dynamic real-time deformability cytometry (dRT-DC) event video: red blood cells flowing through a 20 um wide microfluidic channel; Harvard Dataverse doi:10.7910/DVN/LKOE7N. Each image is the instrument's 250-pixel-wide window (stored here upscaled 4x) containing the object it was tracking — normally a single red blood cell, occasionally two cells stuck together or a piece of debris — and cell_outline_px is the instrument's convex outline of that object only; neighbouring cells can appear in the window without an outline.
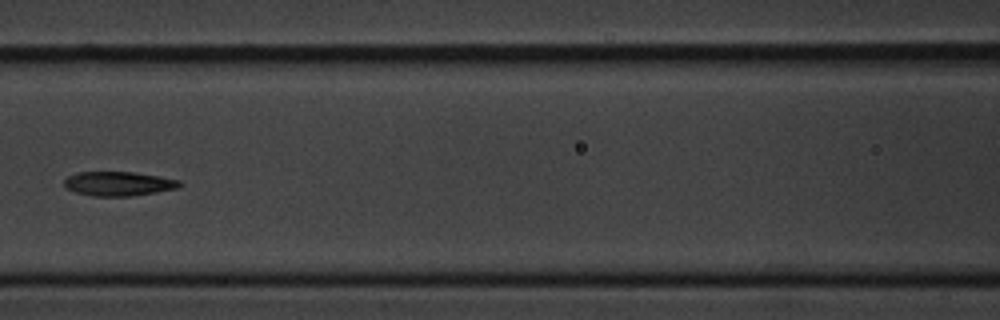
{"species": "common noctule bat (a hibernating species)", "species_latin": "Nyctalus noctula", "temperature_condition": "cold", "stored_images_in_passage": 11, "camera_frame_rate_fps": 3000, "um_per_image_px": 0.085, "animal": {"sex": "male", "body_mass_g": 20.1, "forearm_length_mm": 53.5}, "frame": {"image": 1, "passage_image": 7, "time_ms": 8.0, "image_size_px": [1000, 320], "cell_outline_px": [[180, 184], [176, 188], [156, 192], [132, 196], [92, 196], [76, 192], [64, 188], [64, 180], [68, 176], [80, 172], [132, 172], [160, 176], [180, 180]], "centroid_in_image_um": [10.04, 15.61], "position_along_channel_um": 156.6, "area_um2": 16.24}}
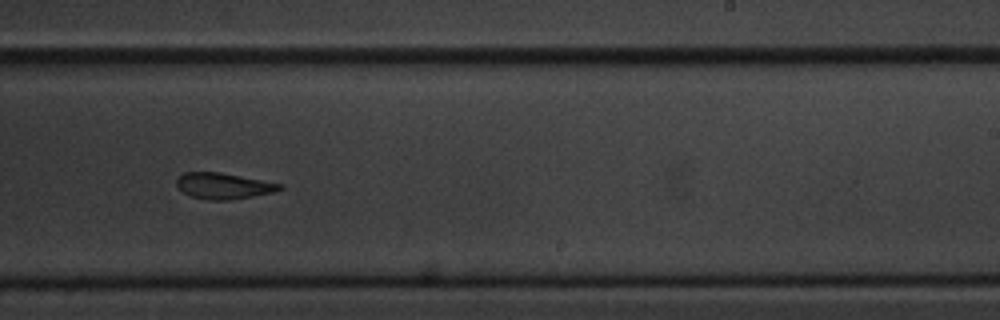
{"frame": {"image": 2, "passage_image": 10, "time_ms": 11.333, "image_size_px": [1000, 320], "cell_outline_px": [[284, 188], [272, 192], [252, 196], [228, 200], [208, 200], [192, 196], [176, 188], [176, 180], [184, 172], [220, 172], [284, 184]], "centroid_in_image_um": [18.99, 15.79], "position_along_channel_um": 270.0, "area_um2": 15.61}}
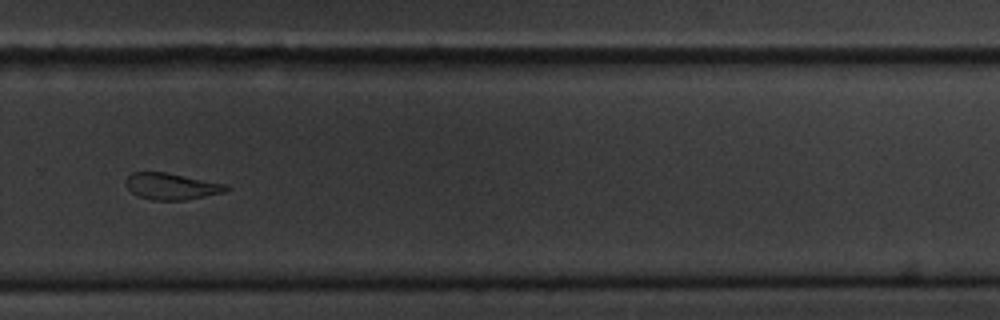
{"frame": {"image": 3, "passage_image": 11, "time_ms": 12.667, "image_size_px": [1000, 320], "cell_outline_px": [[228, 188], [224, 192], [184, 200], [152, 200], [140, 196], [132, 192], [124, 184], [124, 180], [132, 172], [164, 172], [228, 184]], "centroid_in_image_um": [14.55, 15.83], "position_along_channel_um": 315.3, "area_um2": 15.37}}